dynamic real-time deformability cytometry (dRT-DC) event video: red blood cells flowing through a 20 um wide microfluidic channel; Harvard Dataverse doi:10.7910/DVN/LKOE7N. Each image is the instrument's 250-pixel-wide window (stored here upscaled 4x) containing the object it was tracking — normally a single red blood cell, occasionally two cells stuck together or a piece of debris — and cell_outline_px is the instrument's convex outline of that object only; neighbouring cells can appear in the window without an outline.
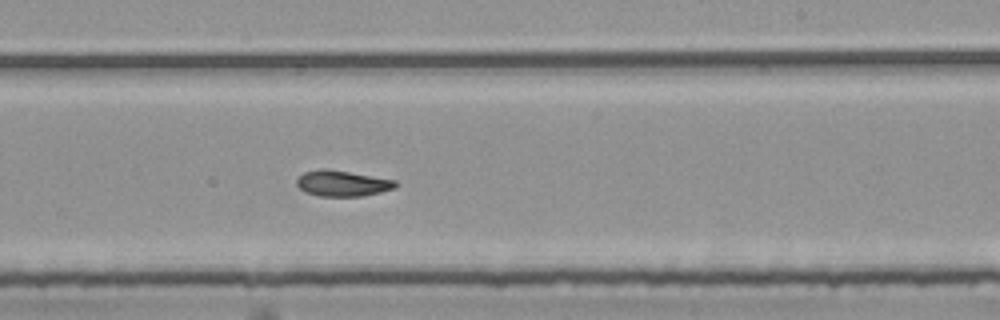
{"species": "common noctule bat (a hibernating species)", "species_latin": "Nyctalus noctula", "temperature_condition": "room temperature", "stored_images_in_passage": 54, "segment_of_instrument_passage": [2, 2], "camera_frame_rate_fps": 3000, "um_per_image_px": 0.085, "animal": {"sex": "female", "body_mass_g": 25.1}, "frame": {"image": 1, "passage_image": 33, "time_ms": 10.667, "image_size_px": [1000, 320], "cell_outline_px": [[400, 184], [396, 188], [380, 192], [360, 196], [316, 196], [304, 192], [296, 184], [296, 180], [304, 172], [320, 168], [324, 168], [396, 180]], "centroid_in_image_um": [29.1, 15.59], "position_along_channel_um": 259.9, "area_um2": 14.91}}
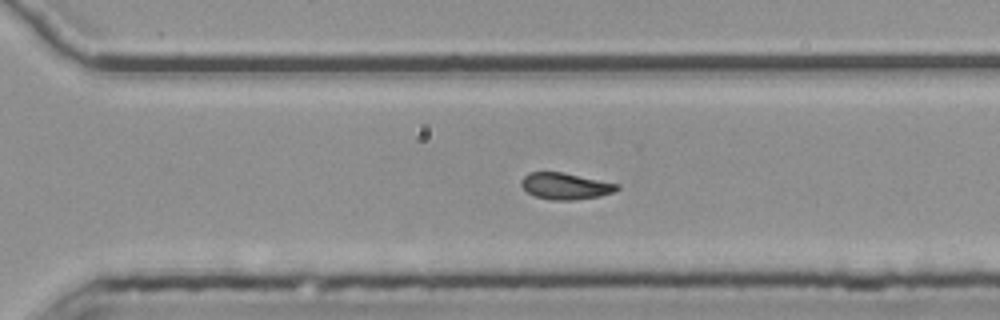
{"frame": {"image": 2, "passage_image": 38, "time_ms": 12.333, "image_size_px": [1000, 320], "cell_outline_px": [[620, 188], [612, 192], [600, 196], [576, 200], [552, 200], [536, 196], [528, 192], [520, 184], [520, 180], [528, 172], [560, 172], [620, 184]], "centroid_in_image_um": [48.05, 15.82], "position_along_channel_um": 322.5, "area_um2": 14.68}}
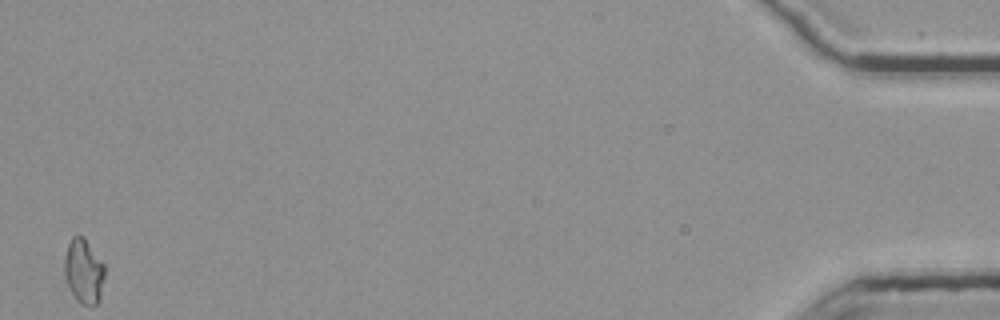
{"frame": {"image": 3, "passage_image": 54, "time_ms": 17.667, "image_size_px": [1000, 320], "cell_outline_px": [[104, 276], [100, 300], [96, 304], [80, 304], [76, 300], [68, 288], [64, 276], [64, 256], [68, 244], [72, 236], [84, 236], [104, 264]], "centroid_in_image_um": [7.1, 23.05], "position_along_channel_um": 428.1, "area_um2": 15.32}}